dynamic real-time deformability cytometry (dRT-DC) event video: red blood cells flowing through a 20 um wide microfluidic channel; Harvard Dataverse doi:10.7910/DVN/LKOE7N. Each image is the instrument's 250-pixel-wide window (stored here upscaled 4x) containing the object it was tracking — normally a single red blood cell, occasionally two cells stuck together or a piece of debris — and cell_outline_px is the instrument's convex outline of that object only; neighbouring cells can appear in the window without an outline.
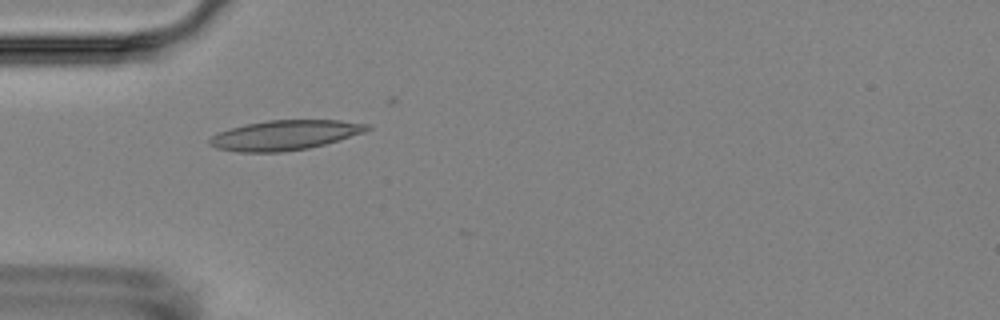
{"species": "Egyptian fruit bat (a non-hibernating species)", "species_latin": "Rousettus aegyptiacus", "temperature_condition": "room temperature", "stored_images_in_passage": 5, "camera_frame_rate_fps": 3000, "um_per_image_px": 0.085, "animal": {"sex": "female"}, "frame": {"image": 1, "passage_image": 3, "time_ms": 2.333, "image_size_px": [1000, 320], "cell_outline_px": [[372, 128], [364, 132], [324, 144], [308, 148], [280, 152], [240, 152], [216, 148], [208, 144], [208, 140], [212, 136], [228, 128], [244, 124], [268, 120], [340, 120], [368, 124]], "centroid_in_image_um": [24.18, 11.48], "position_along_channel_um": 60.8, "area_um2": 27.28}}
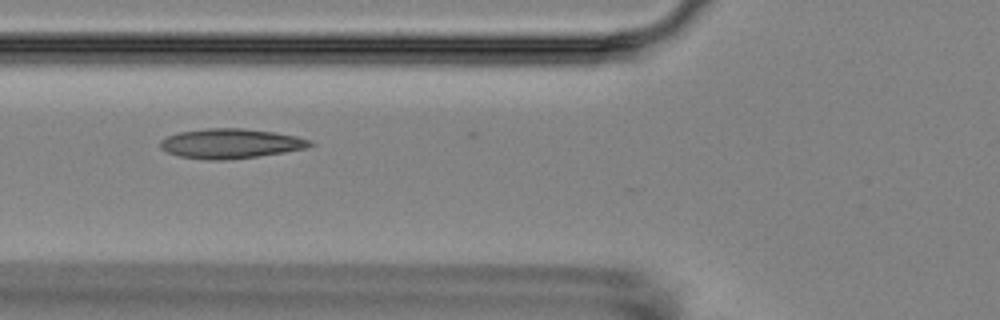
{"frame": {"image": 2, "passage_image": 4, "time_ms": 3.667, "image_size_px": [1000, 320], "cell_outline_px": [[316, 144], [308, 148], [284, 152], [256, 156], [224, 160], [208, 160], [180, 156], [168, 152], [160, 148], [160, 140], [168, 136], [180, 132], [204, 128], [244, 128], [276, 132], [296, 136], [312, 140]], "centroid_in_image_um": [19.65, 12.19], "position_along_channel_um": 106.2, "area_um2": 26.01}}